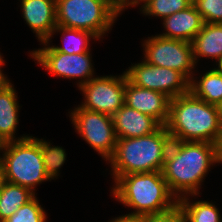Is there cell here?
<instances>
[{"label":"cell","mask_w":222,"mask_h":222,"mask_svg":"<svg viewBox=\"0 0 222 222\" xmlns=\"http://www.w3.org/2000/svg\"><path fill=\"white\" fill-rule=\"evenodd\" d=\"M213 163H217L216 144L172 140L161 172L169 190L179 200L187 194H199L198 188Z\"/></svg>","instance_id":"cell-1"},{"label":"cell","mask_w":222,"mask_h":222,"mask_svg":"<svg viewBox=\"0 0 222 222\" xmlns=\"http://www.w3.org/2000/svg\"><path fill=\"white\" fill-rule=\"evenodd\" d=\"M165 126L172 140L216 144L221 132L219 108L189 91L170 99L169 118Z\"/></svg>","instance_id":"cell-2"},{"label":"cell","mask_w":222,"mask_h":222,"mask_svg":"<svg viewBox=\"0 0 222 222\" xmlns=\"http://www.w3.org/2000/svg\"><path fill=\"white\" fill-rule=\"evenodd\" d=\"M171 141L165 125L146 136L117 139L109 159L114 180L132 173L161 172Z\"/></svg>","instance_id":"cell-3"},{"label":"cell","mask_w":222,"mask_h":222,"mask_svg":"<svg viewBox=\"0 0 222 222\" xmlns=\"http://www.w3.org/2000/svg\"><path fill=\"white\" fill-rule=\"evenodd\" d=\"M114 182L113 195L124 205L136 209L127 214L135 218L166 211L178 203L159 171L122 175Z\"/></svg>","instance_id":"cell-4"},{"label":"cell","mask_w":222,"mask_h":222,"mask_svg":"<svg viewBox=\"0 0 222 222\" xmlns=\"http://www.w3.org/2000/svg\"><path fill=\"white\" fill-rule=\"evenodd\" d=\"M1 150L4 154L0 161L7 182L28 188L35 194V186L49 180L37 138L22 136L16 141L6 142Z\"/></svg>","instance_id":"cell-5"},{"label":"cell","mask_w":222,"mask_h":222,"mask_svg":"<svg viewBox=\"0 0 222 222\" xmlns=\"http://www.w3.org/2000/svg\"><path fill=\"white\" fill-rule=\"evenodd\" d=\"M118 16L106 0H56L57 26L105 35Z\"/></svg>","instance_id":"cell-6"},{"label":"cell","mask_w":222,"mask_h":222,"mask_svg":"<svg viewBox=\"0 0 222 222\" xmlns=\"http://www.w3.org/2000/svg\"><path fill=\"white\" fill-rule=\"evenodd\" d=\"M145 62L180 72L189 82L192 80L193 46L191 42L167 39L155 35L144 40Z\"/></svg>","instance_id":"cell-7"},{"label":"cell","mask_w":222,"mask_h":222,"mask_svg":"<svg viewBox=\"0 0 222 222\" xmlns=\"http://www.w3.org/2000/svg\"><path fill=\"white\" fill-rule=\"evenodd\" d=\"M71 119L78 134L108 161L114 154L117 142L112 116L75 108Z\"/></svg>","instance_id":"cell-8"},{"label":"cell","mask_w":222,"mask_h":222,"mask_svg":"<svg viewBox=\"0 0 222 222\" xmlns=\"http://www.w3.org/2000/svg\"><path fill=\"white\" fill-rule=\"evenodd\" d=\"M125 74L132 84L163 93L169 99L189 92V81L180 72L144 60L129 67Z\"/></svg>","instance_id":"cell-9"},{"label":"cell","mask_w":222,"mask_h":222,"mask_svg":"<svg viewBox=\"0 0 222 222\" xmlns=\"http://www.w3.org/2000/svg\"><path fill=\"white\" fill-rule=\"evenodd\" d=\"M125 72L120 76L95 77L79 87L85 99L81 108L112 116L124 105Z\"/></svg>","instance_id":"cell-10"},{"label":"cell","mask_w":222,"mask_h":222,"mask_svg":"<svg viewBox=\"0 0 222 222\" xmlns=\"http://www.w3.org/2000/svg\"><path fill=\"white\" fill-rule=\"evenodd\" d=\"M45 47L35 50L31 56L43 66L50 74L65 78H84L79 81V86L86 84L93 77L94 69L91 63L90 52L80 54H67L53 51L47 44L42 42ZM47 46V47H46Z\"/></svg>","instance_id":"cell-11"},{"label":"cell","mask_w":222,"mask_h":222,"mask_svg":"<svg viewBox=\"0 0 222 222\" xmlns=\"http://www.w3.org/2000/svg\"><path fill=\"white\" fill-rule=\"evenodd\" d=\"M170 99L163 93L141 88L128 79L125 86L124 104L151 116L160 125H166L169 118Z\"/></svg>","instance_id":"cell-12"},{"label":"cell","mask_w":222,"mask_h":222,"mask_svg":"<svg viewBox=\"0 0 222 222\" xmlns=\"http://www.w3.org/2000/svg\"><path fill=\"white\" fill-rule=\"evenodd\" d=\"M23 18L41 42L50 41L56 22V0H21Z\"/></svg>","instance_id":"cell-13"},{"label":"cell","mask_w":222,"mask_h":222,"mask_svg":"<svg viewBox=\"0 0 222 222\" xmlns=\"http://www.w3.org/2000/svg\"><path fill=\"white\" fill-rule=\"evenodd\" d=\"M112 120L117 139L146 136L161 126L151 116L125 104L112 115Z\"/></svg>","instance_id":"cell-14"},{"label":"cell","mask_w":222,"mask_h":222,"mask_svg":"<svg viewBox=\"0 0 222 222\" xmlns=\"http://www.w3.org/2000/svg\"><path fill=\"white\" fill-rule=\"evenodd\" d=\"M165 33L160 37L192 42L202 30L204 21L192 3L189 7L163 19Z\"/></svg>","instance_id":"cell-15"},{"label":"cell","mask_w":222,"mask_h":222,"mask_svg":"<svg viewBox=\"0 0 222 222\" xmlns=\"http://www.w3.org/2000/svg\"><path fill=\"white\" fill-rule=\"evenodd\" d=\"M191 43L195 64L198 57L216 58L218 61L222 57V24L204 23Z\"/></svg>","instance_id":"cell-16"},{"label":"cell","mask_w":222,"mask_h":222,"mask_svg":"<svg viewBox=\"0 0 222 222\" xmlns=\"http://www.w3.org/2000/svg\"><path fill=\"white\" fill-rule=\"evenodd\" d=\"M13 84L0 92V138L6 143L16 141L15 129L18 125V102Z\"/></svg>","instance_id":"cell-17"},{"label":"cell","mask_w":222,"mask_h":222,"mask_svg":"<svg viewBox=\"0 0 222 222\" xmlns=\"http://www.w3.org/2000/svg\"><path fill=\"white\" fill-rule=\"evenodd\" d=\"M189 91L206 103L219 106L222 103V73L214 68L206 72L199 82L190 80Z\"/></svg>","instance_id":"cell-18"},{"label":"cell","mask_w":222,"mask_h":222,"mask_svg":"<svg viewBox=\"0 0 222 222\" xmlns=\"http://www.w3.org/2000/svg\"><path fill=\"white\" fill-rule=\"evenodd\" d=\"M34 196L28 188L6 181L0 191V222L12 216Z\"/></svg>","instance_id":"cell-19"},{"label":"cell","mask_w":222,"mask_h":222,"mask_svg":"<svg viewBox=\"0 0 222 222\" xmlns=\"http://www.w3.org/2000/svg\"><path fill=\"white\" fill-rule=\"evenodd\" d=\"M188 200V196L178 200L183 212L184 222H222L219 209L213 203L208 201L190 203Z\"/></svg>","instance_id":"cell-20"},{"label":"cell","mask_w":222,"mask_h":222,"mask_svg":"<svg viewBox=\"0 0 222 222\" xmlns=\"http://www.w3.org/2000/svg\"><path fill=\"white\" fill-rule=\"evenodd\" d=\"M58 31L63 32L62 36H64L63 40L65 39V45L63 47L60 46H51L50 48L56 52H62L67 54H80L84 52H90L89 50V39H99L95 34L91 33L90 31H83L77 29H70L65 28L62 26H56L53 30V33Z\"/></svg>","instance_id":"cell-21"},{"label":"cell","mask_w":222,"mask_h":222,"mask_svg":"<svg viewBox=\"0 0 222 222\" xmlns=\"http://www.w3.org/2000/svg\"><path fill=\"white\" fill-rule=\"evenodd\" d=\"M41 146V152L43 156L44 170L49 179H54L59 174V168L64 164L66 160L65 150L58 146H51L50 142L43 139H37Z\"/></svg>","instance_id":"cell-22"},{"label":"cell","mask_w":222,"mask_h":222,"mask_svg":"<svg viewBox=\"0 0 222 222\" xmlns=\"http://www.w3.org/2000/svg\"><path fill=\"white\" fill-rule=\"evenodd\" d=\"M192 4L191 0H148L143 4V14L168 17L176 12L186 9Z\"/></svg>","instance_id":"cell-23"},{"label":"cell","mask_w":222,"mask_h":222,"mask_svg":"<svg viewBox=\"0 0 222 222\" xmlns=\"http://www.w3.org/2000/svg\"><path fill=\"white\" fill-rule=\"evenodd\" d=\"M34 196L3 222H46V213Z\"/></svg>","instance_id":"cell-24"},{"label":"cell","mask_w":222,"mask_h":222,"mask_svg":"<svg viewBox=\"0 0 222 222\" xmlns=\"http://www.w3.org/2000/svg\"><path fill=\"white\" fill-rule=\"evenodd\" d=\"M193 4L204 23L222 24V0H196Z\"/></svg>","instance_id":"cell-25"},{"label":"cell","mask_w":222,"mask_h":222,"mask_svg":"<svg viewBox=\"0 0 222 222\" xmlns=\"http://www.w3.org/2000/svg\"><path fill=\"white\" fill-rule=\"evenodd\" d=\"M135 222H184V216L179 203H177L166 211L136 217Z\"/></svg>","instance_id":"cell-26"},{"label":"cell","mask_w":222,"mask_h":222,"mask_svg":"<svg viewBox=\"0 0 222 222\" xmlns=\"http://www.w3.org/2000/svg\"><path fill=\"white\" fill-rule=\"evenodd\" d=\"M3 57L0 58V66H2L4 63V60L2 59ZM12 84L9 82L8 78L2 73L1 67H0V92L4 91L7 89L9 86Z\"/></svg>","instance_id":"cell-27"},{"label":"cell","mask_w":222,"mask_h":222,"mask_svg":"<svg viewBox=\"0 0 222 222\" xmlns=\"http://www.w3.org/2000/svg\"><path fill=\"white\" fill-rule=\"evenodd\" d=\"M216 160L217 163H222V129L216 142Z\"/></svg>","instance_id":"cell-28"},{"label":"cell","mask_w":222,"mask_h":222,"mask_svg":"<svg viewBox=\"0 0 222 222\" xmlns=\"http://www.w3.org/2000/svg\"><path fill=\"white\" fill-rule=\"evenodd\" d=\"M140 1H143V3L145 4L148 0H121V11H123L125 7L140 4Z\"/></svg>","instance_id":"cell-29"},{"label":"cell","mask_w":222,"mask_h":222,"mask_svg":"<svg viewBox=\"0 0 222 222\" xmlns=\"http://www.w3.org/2000/svg\"><path fill=\"white\" fill-rule=\"evenodd\" d=\"M110 222H135V217L126 214L124 216L122 215L118 218H115Z\"/></svg>","instance_id":"cell-30"},{"label":"cell","mask_w":222,"mask_h":222,"mask_svg":"<svg viewBox=\"0 0 222 222\" xmlns=\"http://www.w3.org/2000/svg\"><path fill=\"white\" fill-rule=\"evenodd\" d=\"M117 12H121V0H106Z\"/></svg>","instance_id":"cell-31"},{"label":"cell","mask_w":222,"mask_h":222,"mask_svg":"<svg viewBox=\"0 0 222 222\" xmlns=\"http://www.w3.org/2000/svg\"><path fill=\"white\" fill-rule=\"evenodd\" d=\"M5 182H6V180H5L4 169H3V165L0 161V191H1Z\"/></svg>","instance_id":"cell-32"},{"label":"cell","mask_w":222,"mask_h":222,"mask_svg":"<svg viewBox=\"0 0 222 222\" xmlns=\"http://www.w3.org/2000/svg\"><path fill=\"white\" fill-rule=\"evenodd\" d=\"M218 67L215 68L217 71H219L220 73H222V57L218 60Z\"/></svg>","instance_id":"cell-33"},{"label":"cell","mask_w":222,"mask_h":222,"mask_svg":"<svg viewBox=\"0 0 222 222\" xmlns=\"http://www.w3.org/2000/svg\"><path fill=\"white\" fill-rule=\"evenodd\" d=\"M219 108V117H220V127L222 129V103L218 106Z\"/></svg>","instance_id":"cell-34"},{"label":"cell","mask_w":222,"mask_h":222,"mask_svg":"<svg viewBox=\"0 0 222 222\" xmlns=\"http://www.w3.org/2000/svg\"><path fill=\"white\" fill-rule=\"evenodd\" d=\"M5 142L0 138V151L4 147Z\"/></svg>","instance_id":"cell-35"}]
</instances>
